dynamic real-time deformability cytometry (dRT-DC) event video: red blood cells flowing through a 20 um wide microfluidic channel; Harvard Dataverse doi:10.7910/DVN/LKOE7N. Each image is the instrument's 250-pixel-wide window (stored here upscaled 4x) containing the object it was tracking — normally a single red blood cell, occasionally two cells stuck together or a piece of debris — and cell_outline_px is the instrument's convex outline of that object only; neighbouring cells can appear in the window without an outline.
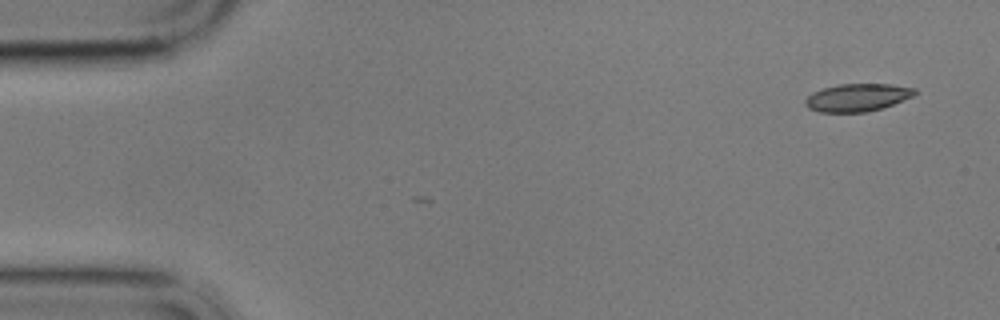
{"species": "common noctule bat (a hibernating species)", "species_latin": "Nyctalus noctula", "temperature_condition": "cold", "stored_images_in_passage": 14, "camera_frame_rate_fps": 3000, "um_per_image_px": 0.085, "animal": {"sex": "male", "body_mass_g": 17.9}, "frame": {"image": 1, "passage_image": 1, "time_ms": 0.0, "image_size_px": [1000, 320], "cell_outline_px": [[916, 92], [912, 96], [892, 104], [868, 112], [820, 112], [808, 108], [804, 104], [804, 100], [812, 92], [824, 88], [840, 84], [892, 84], [916, 88]], "centroid_in_image_um": [72.84, 8.28], "position_along_channel_um": 12.2, "area_um2": 17.57}}
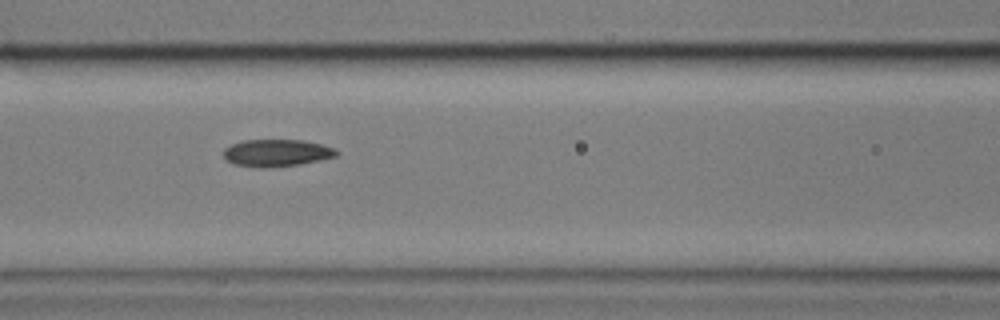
{"frame": {"image": 2, "passage_image": 6, "time_ms": 7.0, "image_size_px": [1000, 320], "cell_outline_px": [[340, 152], [336, 156], [320, 160], [300, 164], [264, 168], [260, 168], [232, 164], [224, 160], [224, 148], [232, 144], [244, 140], [304, 140], [336, 148]], "centroid_in_image_um": [23.5, 13.0], "position_along_channel_um": 143.1, "area_um2": 18.03}}
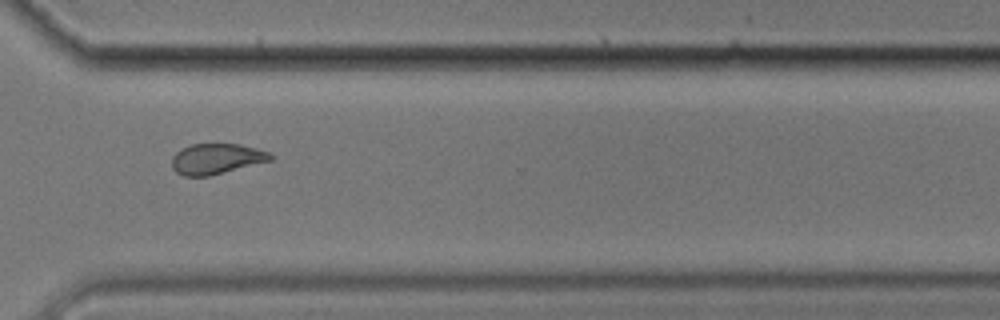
{"frame": {"image": 3, "passage_image": 11, "time_ms": 13.0, "image_size_px": [1000, 320], "cell_outline_px": [[272, 160], [208, 176], [184, 176], [176, 172], [172, 168], [172, 156], [176, 152], [192, 144], [240, 144], [272, 152]], "centroid_in_image_um": [18.4, 13.49], "position_along_channel_um": 352.2, "area_um2": 17.46}, "authors_computed_cell_mechanics": {"area_um2": 17.918, "velocity_mm_per_s": 3.4923, "shape_relaxation_time_tau1_ms": 2.6193, "shape_relaxation_time_tau2_ms": 2.0455, "deformation_change_tau1": 0.1048, "deformation_change_tau2": 0.0668}}